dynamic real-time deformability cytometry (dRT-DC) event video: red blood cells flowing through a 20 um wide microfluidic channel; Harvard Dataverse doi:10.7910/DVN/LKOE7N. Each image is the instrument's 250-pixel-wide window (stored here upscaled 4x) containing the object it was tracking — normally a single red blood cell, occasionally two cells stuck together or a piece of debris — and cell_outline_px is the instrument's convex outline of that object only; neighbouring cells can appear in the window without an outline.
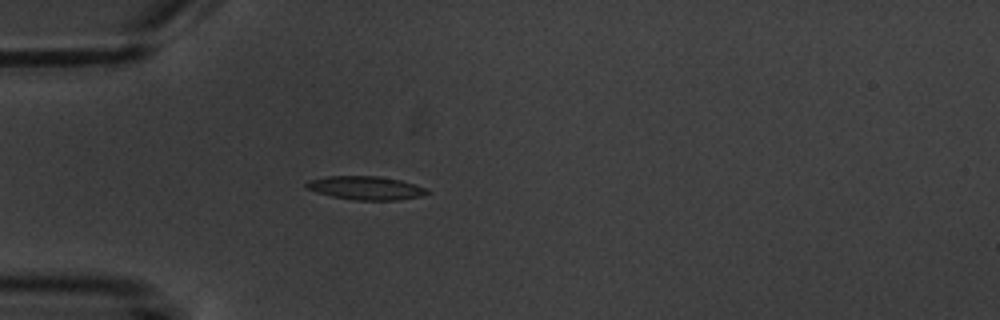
{"species": "common noctule bat (a hibernating species)", "species_latin": "Nyctalus noctula", "temperature_condition": "warm", "stored_images_in_passage": 3, "camera_frame_rate_fps": 3000, "um_per_image_px": 0.085, "animal": {"sex": "male", "body_mass_g": 20.1, "forearm_length_mm": 53.5}, "frame": {"image": 1, "passage_image": 3, "time_ms": 2.333, "image_size_px": [1000, 320], "cell_outline_px": [[432, 192], [420, 196], [400, 200], [356, 200], [332, 196], [316, 192], [304, 188], [304, 184], [308, 180], [324, 176], [376, 176], [400, 180], [416, 184]], "centroid_in_image_um": [31.05, 15.97], "position_along_channel_um": 53.9, "area_um2": 16.65}}